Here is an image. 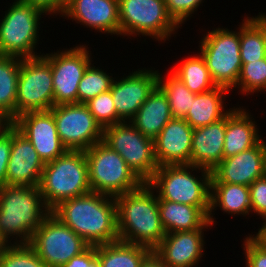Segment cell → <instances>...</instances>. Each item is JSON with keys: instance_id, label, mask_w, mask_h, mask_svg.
Segmentation results:
<instances>
[{"instance_id": "4dcf8cb0", "label": "cell", "mask_w": 266, "mask_h": 267, "mask_svg": "<svg viewBox=\"0 0 266 267\" xmlns=\"http://www.w3.org/2000/svg\"><path fill=\"white\" fill-rule=\"evenodd\" d=\"M176 67V68H175ZM171 71L185 86L195 94L212 90L217 85L213 81L200 53L197 56H188Z\"/></svg>"}, {"instance_id": "1f68e13d", "label": "cell", "mask_w": 266, "mask_h": 267, "mask_svg": "<svg viewBox=\"0 0 266 267\" xmlns=\"http://www.w3.org/2000/svg\"><path fill=\"white\" fill-rule=\"evenodd\" d=\"M169 73L165 79L158 71V87L167 97L172 117L184 119L195 99V93H192L171 71Z\"/></svg>"}, {"instance_id": "ba28073f", "label": "cell", "mask_w": 266, "mask_h": 267, "mask_svg": "<svg viewBox=\"0 0 266 267\" xmlns=\"http://www.w3.org/2000/svg\"><path fill=\"white\" fill-rule=\"evenodd\" d=\"M118 3L120 35L149 36L165 42L181 28L168 14L164 0H118Z\"/></svg>"}, {"instance_id": "74e56055", "label": "cell", "mask_w": 266, "mask_h": 267, "mask_svg": "<svg viewBox=\"0 0 266 267\" xmlns=\"http://www.w3.org/2000/svg\"><path fill=\"white\" fill-rule=\"evenodd\" d=\"M246 267H266V245L254 237L247 236L243 242Z\"/></svg>"}, {"instance_id": "ee69618b", "label": "cell", "mask_w": 266, "mask_h": 267, "mask_svg": "<svg viewBox=\"0 0 266 267\" xmlns=\"http://www.w3.org/2000/svg\"><path fill=\"white\" fill-rule=\"evenodd\" d=\"M262 221L263 224L258 229V233H256L254 237L258 239L262 244L266 245V217Z\"/></svg>"}, {"instance_id": "f1b7e54d", "label": "cell", "mask_w": 266, "mask_h": 267, "mask_svg": "<svg viewBox=\"0 0 266 267\" xmlns=\"http://www.w3.org/2000/svg\"><path fill=\"white\" fill-rule=\"evenodd\" d=\"M21 60L16 56L0 55V112L10 122L15 119Z\"/></svg>"}, {"instance_id": "5b68a950", "label": "cell", "mask_w": 266, "mask_h": 267, "mask_svg": "<svg viewBox=\"0 0 266 267\" xmlns=\"http://www.w3.org/2000/svg\"><path fill=\"white\" fill-rule=\"evenodd\" d=\"M38 187L50 210L67 199L92 192L85 151L67 150L54 161L45 163Z\"/></svg>"}, {"instance_id": "30bf717a", "label": "cell", "mask_w": 266, "mask_h": 267, "mask_svg": "<svg viewBox=\"0 0 266 267\" xmlns=\"http://www.w3.org/2000/svg\"><path fill=\"white\" fill-rule=\"evenodd\" d=\"M103 142L120 154L143 183H147L158 169L154 140L142 134L130 121L105 127Z\"/></svg>"}, {"instance_id": "ac0fdd59", "label": "cell", "mask_w": 266, "mask_h": 267, "mask_svg": "<svg viewBox=\"0 0 266 267\" xmlns=\"http://www.w3.org/2000/svg\"><path fill=\"white\" fill-rule=\"evenodd\" d=\"M45 163L32 143L12 124V146L6 172V185L39 186Z\"/></svg>"}, {"instance_id": "e575fe53", "label": "cell", "mask_w": 266, "mask_h": 267, "mask_svg": "<svg viewBox=\"0 0 266 267\" xmlns=\"http://www.w3.org/2000/svg\"><path fill=\"white\" fill-rule=\"evenodd\" d=\"M0 267H48L28 244H9L0 254Z\"/></svg>"}, {"instance_id": "7402d4cb", "label": "cell", "mask_w": 266, "mask_h": 267, "mask_svg": "<svg viewBox=\"0 0 266 267\" xmlns=\"http://www.w3.org/2000/svg\"><path fill=\"white\" fill-rule=\"evenodd\" d=\"M226 115L212 124L195 128L190 165L212 171L223 159Z\"/></svg>"}, {"instance_id": "8992f818", "label": "cell", "mask_w": 266, "mask_h": 267, "mask_svg": "<svg viewBox=\"0 0 266 267\" xmlns=\"http://www.w3.org/2000/svg\"><path fill=\"white\" fill-rule=\"evenodd\" d=\"M85 154L92 192L116 197L143 184L120 154L103 141L87 149Z\"/></svg>"}, {"instance_id": "d6a6232c", "label": "cell", "mask_w": 266, "mask_h": 267, "mask_svg": "<svg viewBox=\"0 0 266 267\" xmlns=\"http://www.w3.org/2000/svg\"><path fill=\"white\" fill-rule=\"evenodd\" d=\"M113 79L112 75L110 76L109 73L94 66V63L91 64L79 82L77 103L85 104L99 94L109 91Z\"/></svg>"}, {"instance_id": "4fadbf2b", "label": "cell", "mask_w": 266, "mask_h": 267, "mask_svg": "<svg viewBox=\"0 0 266 267\" xmlns=\"http://www.w3.org/2000/svg\"><path fill=\"white\" fill-rule=\"evenodd\" d=\"M50 111L54 116L60 140L67 150L86 151L103 141L104 129L86 104H61L53 106Z\"/></svg>"}, {"instance_id": "d590c367", "label": "cell", "mask_w": 266, "mask_h": 267, "mask_svg": "<svg viewBox=\"0 0 266 267\" xmlns=\"http://www.w3.org/2000/svg\"><path fill=\"white\" fill-rule=\"evenodd\" d=\"M85 104L103 129L123 121L116 113L110 90L90 99Z\"/></svg>"}, {"instance_id": "836d02e7", "label": "cell", "mask_w": 266, "mask_h": 267, "mask_svg": "<svg viewBox=\"0 0 266 267\" xmlns=\"http://www.w3.org/2000/svg\"><path fill=\"white\" fill-rule=\"evenodd\" d=\"M234 88H239L246 96L262 90L266 92V57L242 64L237 84L231 90Z\"/></svg>"}, {"instance_id": "7bdbcfd3", "label": "cell", "mask_w": 266, "mask_h": 267, "mask_svg": "<svg viewBox=\"0 0 266 267\" xmlns=\"http://www.w3.org/2000/svg\"><path fill=\"white\" fill-rule=\"evenodd\" d=\"M140 267H169L152 252Z\"/></svg>"}, {"instance_id": "484cf974", "label": "cell", "mask_w": 266, "mask_h": 267, "mask_svg": "<svg viewBox=\"0 0 266 267\" xmlns=\"http://www.w3.org/2000/svg\"><path fill=\"white\" fill-rule=\"evenodd\" d=\"M219 207L224 213L230 215H250L252 213L249 186L229 184L224 182H210V210L209 222L212 225L214 219L212 212Z\"/></svg>"}, {"instance_id": "5bb4252c", "label": "cell", "mask_w": 266, "mask_h": 267, "mask_svg": "<svg viewBox=\"0 0 266 267\" xmlns=\"http://www.w3.org/2000/svg\"><path fill=\"white\" fill-rule=\"evenodd\" d=\"M87 49V46L78 45L51 54H42L49 61L52 70L54 106L77 103L79 82L93 62L91 51Z\"/></svg>"}, {"instance_id": "44dd1931", "label": "cell", "mask_w": 266, "mask_h": 267, "mask_svg": "<svg viewBox=\"0 0 266 267\" xmlns=\"http://www.w3.org/2000/svg\"><path fill=\"white\" fill-rule=\"evenodd\" d=\"M193 128L185 119L172 118L154 139L158 166L190 164Z\"/></svg>"}, {"instance_id": "2e32d148", "label": "cell", "mask_w": 266, "mask_h": 267, "mask_svg": "<svg viewBox=\"0 0 266 267\" xmlns=\"http://www.w3.org/2000/svg\"><path fill=\"white\" fill-rule=\"evenodd\" d=\"M129 74L120 80L115 77L110 88L116 113L123 121H130L158 86V70L143 68Z\"/></svg>"}, {"instance_id": "6da1fadb", "label": "cell", "mask_w": 266, "mask_h": 267, "mask_svg": "<svg viewBox=\"0 0 266 267\" xmlns=\"http://www.w3.org/2000/svg\"><path fill=\"white\" fill-rule=\"evenodd\" d=\"M51 213L90 246L119 240L115 197L90 192L59 203Z\"/></svg>"}, {"instance_id": "83f0119b", "label": "cell", "mask_w": 266, "mask_h": 267, "mask_svg": "<svg viewBox=\"0 0 266 267\" xmlns=\"http://www.w3.org/2000/svg\"><path fill=\"white\" fill-rule=\"evenodd\" d=\"M152 252V249L144 245L120 240L96 245L100 267H140Z\"/></svg>"}, {"instance_id": "277c9868", "label": "cell", "mask_w": 266, "mask_h": 267, "mask_svg": "<svg viewBox=\"0 0 266 267\" xmlns=\"http://www.w3.org/2000/svg\"><path fill=\"white\" fill-rule=\"evenodd\" d=\"M193 171L202 172V176L198 175L200 177L198 178ZM210 180L211 171L204 168L190 164L162 165L158 166L147 184L154 191L156 190L158 200L197 206L208 215Z\"/></svg>"}, {"instance_id": "f546056e", "label": "cell", "mask_w": 266, "mask_h": 267, "mask_svg": "<svg viewBox=\"0 0 266 267\" xmlns=\"http://www.w3.org/2000/svg\"><path fill=\"white\" fill-rule=\"evenodd\" d=\"M239 25L242 64L266 57V26L255 16L245 18Z\"/></svg>"}, {"instance_id": "d6986e66", "label": "cell", "mask_w": 266, "mask_h": 267, "mask_svg": "<svg viewBox=\"0 0 266 267\" xmlns=\"http://www.w3.org/2000/svg\"><path fill=\"white\" fill-rule=\"evenodd\" d=\"M210 226L211 223L192 231L166 233L153 252L169 267H197L205 252L203 231Z\"/></svg>"}, {"instance_id": "ffe728a7", "label": "cell", "mask_w": 266, "mask_h": 267, "mask_svg": "<svg viewBox=\"0 0 266 267\" xmlns=\"http://www.w3.org/2000/svg\"><path fill=\"white\" fill-rule=\"evenodd\" d=\"M63 16L102 34L120 35L118 0H68Z\"/></svg>"}, {"instance_id": "b9f144b4", "label": "cell", "mask_w": 266, "mask_h": 267, "mask_svg": "<svg viewBox=\"0 0 266 267\" xmlns=\"http://www.w3.org/2000/svg\"><path fill=\"white\" fill-rule=\"evenodd\" d=\"M96 257V246H89L80 255L72 257L62 267H86Z\"/></svg>"}, {"instance_id": "ab89813d", "label": "cell", "mask_w": 266, "mask_h": 267, "mask_svg": "<svg viewBox=\"0 0 266 267\" xmlns=\"http://www.w3.org/2000/svg\"><path fill=\"white\" fill-rule=\"evenodd\" d=\"M12 146V123L0 131V185H6L7 165Z\"/></svg>"}, {"instance_id": "9c48e42d", "label": "cell", "mask_w": 266, "mask_h": 267, "mask_svg": "<svg viewBox=\"0 0 266 267\" xmlns=\"http://www.w3.org/2000/svg\"><path fill=\"white\" fill-rule=\"evenodd\" d=\"M200 54L217 86L231 89L237 84L242 61L238 31L216 28L200 40Z\"/></svg>"}, {"instance_id": "52a82bcc", "label": "cell", "mask_w": 266, "mask_h": 267, "mask_svg": "<svg viewBox=\"0 0 266 267\" xmlns=\"http://www.w3.org/2000/svg\"><path fill=\"white\" fill-rule=\"evenodd\" d=\"M42 15L46 14L21 0L10 4L0 22V55L20 58L39 56V53L35 54V48L39 41Z\"/></svg>"}, {"instance_id": "4316f807", "label": "cell", "mask_w": 266, "mask_h": 267, "mask_svg": "<svg viewBox=\"0 0 266 267\" xmlns=\"http://www.w3.org/2000/svg\"><path fill=\"white\" fill-rule=\"evenodd\" d=\"M229 91L228 88L216 86L210 91L195 94V99L184 119L193 129L222 119L229 112L223 104Z\"/></svg>"}, {"instance_id": "cb8c5ba5", "label": "cell", "mask_w": 266, "mask_h": 267, "mask_svg": "<svg viewBox=\"0 0 266 267\" xmlns=\"http://www.w3.org/2000/svg\"><path fill=\"white\" fill-rule=\"evenodd\" d=\"M172 118L167 97L157 86L130 122L142 134L154 140Z\"/></svg>"}, {"instance_id": "f6af8a7d", "label": "cell", "mask_w": 266, "mask_h": 267, "mask_svg": "<svg viewBox=\"0 0 266 267\" xmlns=\"http://www.w3.org/2000/svg\"><path fill=\"white\" fill-rule=\"evenodd\" d=\"M11 122L0 112V131H2Z\"/></svg>"}, {"instance_id": "603a6c76", "label": "cell", "mask_w": 266, "mask_h": 267, "mask_svg": "<svg viewBox=\"0 0 266 267\" xmlns=\"http://www.w3.org/2000/svg\"><path fill=\"white\" fill-rule=\"evenodd\" d=\"M246 109L232 107L226 114V131L224 137V158L237 155L257 145L262 137L256 122Z\"/></svg>"}, {"instance_id": "d4e9b609", "label": "cell", "mask_w": 266, "mask_h": 267, "mask_svg": "<svg viewBox=\"0 0 266 267\" xmlns=\"http://www.w3.org/2000/svg\"><path fill=\"white\" fill-rule=\"evenodd\" d=\"M158 208L166 233L192 231L210 223L208 215L197 206L158 200Z\"/></svg>"}, {"instance_id": "7c38bea8", "label": "cell", "mask_w": 266, "mask_h": 267, "mask_svg": "<svg viewBox=\"0 0 266 267\" xmlns=\"http://www.w3.org/2000/svg\"><path fill=\"white\" fill-rule=\"evenodd\" d=\"M48 267H62L90 245L50 213L28 243Z\"/></svg>"}, {"instance_id": "7dc6e473", "label": "cell", "mask_w": 266, "mask_h": 267, "mask_svg": "<svg viewBox=\"0 0 266 267\" xmlns=\"http://www.w3.org/2000/svg\"><path fill=\"white\" fill-rule=\"evenodd\" d=\"M86 267H100L97 256Z\"/></svg>"}, {"instance_id": "e0dca14e", "label": "cell", "mask_w": 266, "mask_h": 267, "mask_svg": "<svg viewBox=\"0 0 266 267\" xmlns=\"http://www.w3.org/2000/svg\"><path fill=\"white\" fill-rule=\"evenodd\" d=\"M266 174V142L224 158L212 171L210 182L250 186Z\"/></svg>"}, {"instance_id": "7a4b0ae2", "label": "cell", "mask_w": 266, "mask_h": 267, "mask_svg": "<svg viewBox=\"0 0 266 267\" xmlns=\"http://www.w3.org/2000/svg\"><path fill=\"white\" fill-rule=\"evenodd\" d=\"M143 183L139 188L115 197L119 240L154 250L166 232L161 222L158 197Z\"/></svg>"}, {"instance_id": "60d3db41", "label": "cell", "mask_w": 266, "mask_h": 267, "mask_svg": "<svg viewBox=\"0 0 266 267\" xmlns=\"http://www.w3.org/2000/svg\"><path fill=\"white\" fill-rule=\"evenodd\" d=\"M22 2L34 5L47 15H62L66 9L68 0H21Z\"/></svg>"}, {"instance_id": "3957f363", "label": "cell", "mask_w": 266, "mask_h": 267, "mask_svg": "<svg viewBox=\"0 0 266 267\" xmlns=\"http://www.w3.org/2000/svg\"><path fill=\"white\" fill-rule=\"evenodd\" d=\"M50 213L38 186L0 185V235L8 244L29 243Z\"/></svg>"}, {"instance_id": "9a60e30c", "label": "cell", "mask_w": 266, "mask_h": 267, "mask_svg": "<svg viewBox=\"0 0 266 267\" xmlns=\"http://www.w3.org/2000/svg\"><path fill=\"white\" fill-rule=\"evenodd\" d=\"M11 123L32 143L44 163L54 161L67 151L50 110L22 113Z\"/></svg>"}, {"instance_id": "8d00e7d4", "label": "cell", "mask_w": 266, "mask_h": 267, "mask_svg": "<svg viewBox=\"0 0 266 267\" xmlns=\"http://www.w3.org/2000/svg\"><path fill=\"white\" fill-rule=\"evenodd\" d=\"M168 14L181 26L191 17L203 0H164ZM191 15V16H190Z\"/></svg>"}, {"instance_id": "bcb514c9", "label": "cell", "mask_w": 266, "mask_h": 267, "mask_svg": "<svg viewBox=\"0 0 266 267\" xmlns=\"http://www.w3.org/2000/svg\"><path fill=\"white\" fill-rule=\"evenodd\" d=\"M9 244L6 242V240L0 235V254L5 250V248Z\"/></svg>"}, {"instance_id": "c3c4849f", "label": "cell", "mask_w": 266, "mask_h": 267, "mask_svg": "<svg viewBox=\"0 0 266 267\" xmlns=\"http://www.w3.org/2000/svg\"><path fill=\"white\" fill-rule=\"evenodd\" d=\"M265 26H266V14L265 13H259V15L256 16Z\"/></svg>"}, {"instance_id": "8fae6325", "label": "cell", "mask_w": 266, "mask_h": 267, "mask_svg": "<svg viewBox=\"0 0 266 267\" xmlns=\"http://www.w3.org/2000/svg\"><path fill=\"white\" fill-rule=\"evenodd\" d=\"M54 106L53 76L49 61L41 54L22 58L19 71L15 118L30 111Z\"/></svg>"}, {"instance_id": "f35d334b", "label": "cell", "mask_w": 266, "mask_h": 267, "mask_svg": "<svg viewBox=\"0 0 266 267\" xmlns=\"http://www.w3.org/2000/svg\"><path fill=\"white\" fill-rule=\"evenodd\" d=\"M252 212L262 219L266 217V174L255 180L250 186Z\"/></svg>"}]
</instances>
